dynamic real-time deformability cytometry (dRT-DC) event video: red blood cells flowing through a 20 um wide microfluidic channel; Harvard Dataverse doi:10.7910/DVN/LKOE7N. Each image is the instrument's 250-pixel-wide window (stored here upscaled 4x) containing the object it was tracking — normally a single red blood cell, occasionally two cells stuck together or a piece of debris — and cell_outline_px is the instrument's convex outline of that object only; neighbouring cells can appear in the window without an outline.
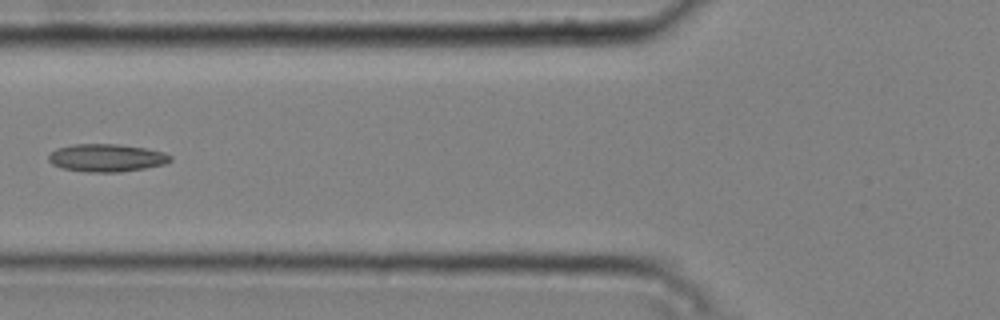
{"species": "common noctule bat (a hibernating species)", "species_latin": "Nyctalus noctula", "temperature_condition": "cold", "stored_images_in_passage": 6, "camera_frame_rate_fps": 3000, "um_per_image_px": 0.085, "animal": {"sex": "male", "body_mass_g": 20.4}, "frame": {"image": 1, "passage_image": 5, "time_ms": 1.333, "image_size_px": [1000, 320], "cell_outline_px": [[172, 160], [164, 164], [144, 168], [120, 172], [84, 172], [64, 168], [52, 164], [48, 160], [48, 156], [56, 148], [72, 144], [120, 144], [144, 148], [164, 152], [172, 156]], "centroid_in_image_um": [9.05, 13.41], "position_along_channel_um": 116.7, "area_um2": 19.71}}
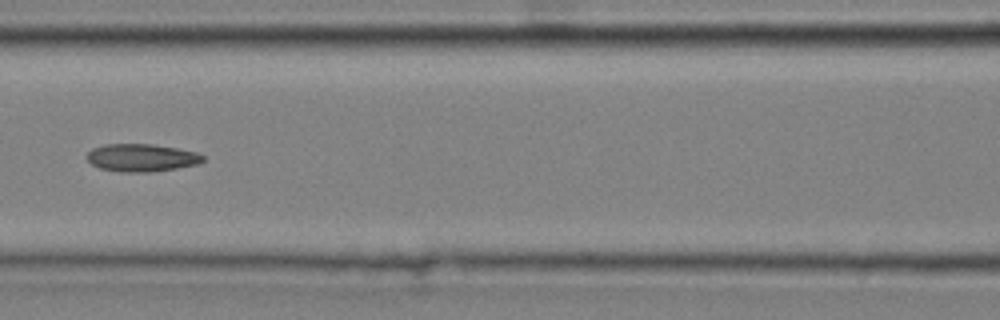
{"frame": {"image": 2, "passage_image": 6, "time_ms": 1.667, "image_size_px": [1000, 320], "cell_outline_px": [[204, 160], [196, 164], [176, 168], [148, 172], [120, 172], [100, 168], [92, 164], [88, 160], [88, 152], [92, 148], [104, 144], [152, 144], [176, 148], [196, 152], [204, 156]], "centroid_in_image_um": [12.01, 13.4], "position_along_channel_um": 154.6, "area_um2": 18.55}}